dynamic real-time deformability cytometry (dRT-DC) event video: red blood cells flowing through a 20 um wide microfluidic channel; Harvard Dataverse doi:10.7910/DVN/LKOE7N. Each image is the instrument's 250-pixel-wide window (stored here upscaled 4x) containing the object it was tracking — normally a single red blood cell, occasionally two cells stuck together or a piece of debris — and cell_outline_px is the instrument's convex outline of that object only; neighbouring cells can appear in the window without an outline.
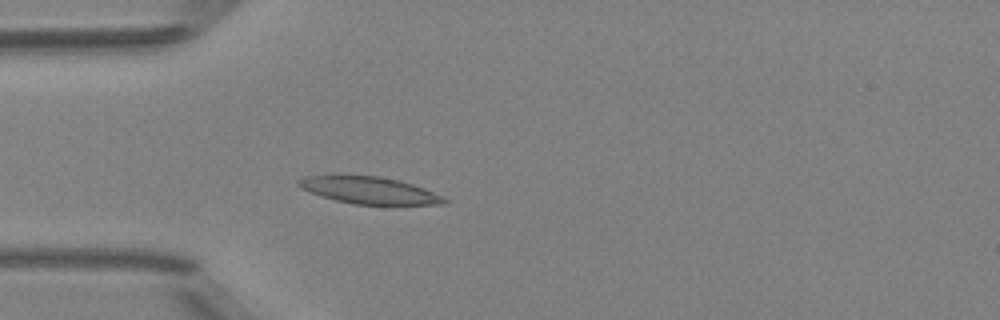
{"species": "Egyptian fruit bat (a non-hibernating species)", "species_latin": "Rousettus aegyptiacus", "temperature_condition": "room temperature", "stored_images_in_passage": 5, "camera_frame_rate_fps": 3000, "um_per_image_px": 0.085, "animal": {"sex": "female"}, "frame": {"image": 1, "passage_image": 5, "time_ms": 4.667, "image_size_px": [1000, 320], "cell_outline_px": [[448, 204], [392, 208], [352, 204], [320, 196], [300, 188], [296, 184], [296, 180], [304, 176], [336, 172], [376, 176], [400, 180], [424, 188], [444, 196], [448, 200]], "centroid_in_image_um": [31.41, 16.2], "position_along_channel_um": 53.6, "area_um2": 25.2}}